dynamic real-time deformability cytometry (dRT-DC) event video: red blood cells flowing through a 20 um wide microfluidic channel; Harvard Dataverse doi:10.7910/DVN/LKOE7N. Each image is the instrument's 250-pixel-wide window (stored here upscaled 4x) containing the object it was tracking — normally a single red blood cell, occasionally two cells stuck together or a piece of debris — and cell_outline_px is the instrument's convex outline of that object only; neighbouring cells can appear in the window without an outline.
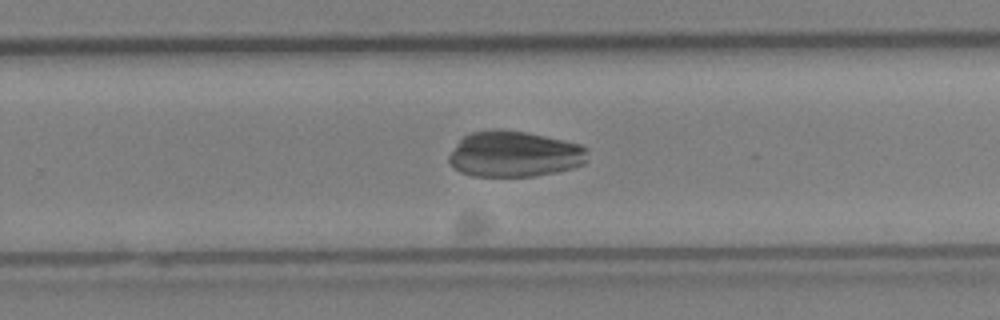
{"species": "Egyptian fruit bat (a non-hibernating species)", "species_latin": "Rousettus aegyptiacus", "temperature_condition": "cold", "stored_images_in_passage": 30, "segment_of_instrument_passage": [1, 2], "camera_frame_rate_fps": 3000, "um_per_image_px": 0.085, "animal": {"sex": "female"}, "frame": {"image": 1, "passage_image": 17, "time_ms": 5.333, "image_size_px": [1000, 320], "cell_outline_px": [[588, 148], [584, 164], [572, 168], [556, 172], [532, 176], [476, 176], [460, 172], [448, 160], [448, 156], [460, 140], [464, 136], [472, 132], [492, 128], [500, 128], [524, 132], [544, 136], [580, 144]], "centroid_in_image_um": [43.72, 13.09], "position_along_channel_um": 286.1, "area_um2": 36.93}}